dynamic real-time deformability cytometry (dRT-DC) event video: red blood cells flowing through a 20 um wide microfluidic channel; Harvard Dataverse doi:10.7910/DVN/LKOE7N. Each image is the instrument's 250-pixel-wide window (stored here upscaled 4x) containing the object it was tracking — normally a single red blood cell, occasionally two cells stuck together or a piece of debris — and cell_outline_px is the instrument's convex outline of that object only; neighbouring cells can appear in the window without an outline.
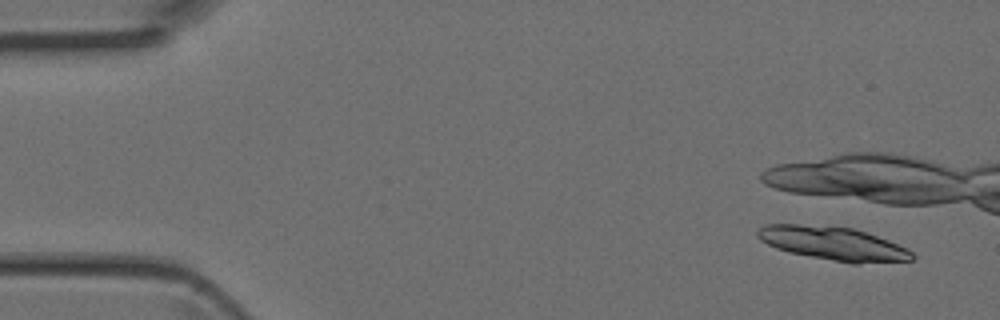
{"species": "Egyptian fruit bat (a non-hibernating species)", "species_latin": "Rousettus aegyptiacus", "temperature_condition": "room temperature", "stored_images_in_passage": 5, "camera_frame_rate_fps": 3000, "um_per_image_px": 0.085, "animal": {"sex": "female"}, "frame": {"image": 1, "passage_image": 1, "time_ms": 0.0, "image_size_px": [1000, 320], "cell_outline_px": [[916, 260], [860, 264], [852, 264], [788, 252], [776, 248], [760, 240], [756, 236], [756, 232], [764, 224], [800, 224], [852, 228], [888, 240], [908, 248], [916, 256]], "centroid_in_image_um": [70.85, 20.71], "position_along_channel_um": 14.2, "area_um2": 30.29}}